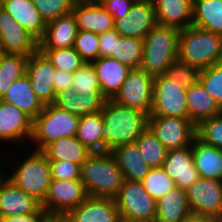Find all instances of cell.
<instances>
[{
	"label": "cell",
	"instance_id": "6da1fadb",
	"mask_svg": "<svg viewBox=\"0 0 222 222\" xmlns=\"http://www.w3.org/2000/svg\"><path fill=\"white\" fill-rule=\"evenodd\" d=\"M102 112V139L105 142V152L130 143L148 127L149 115L134 108L116 104L106 99Z\"/></svg>",
	"mask_w": 222,
	"mask_h": 222
},
{
	"label": "cell",
	"instance_id": "7a4b0ae2",
	"mask_svg": "<svg viewBox=\"0 0 222 222\" xmlns=\"http://www.w3.org/2000/svg\"><path fill=\"white\" fill-rule=\"evenodd\" d=\"M80 180L88 196L114 199L123 183L122 172L110 151L93 152L82 163Z\"/></svg>",
	"mask_w": 222,
	"mask_h": 222
},
{
	"label": "cell",
	"instance_id": "3957f363",
	"mask_svg": "<svg viewBox=\"0 0 222 222\" xmlns=\"http://www.w3.org/2000/svg\"><path fill=\"white\" fill-rule=\"evenodd\" d=\"M178 60L200 70L221 63L222 35L195 26L180 30Z\"/></svg>",
	"mask_w": 222,
	"mask_h": 222
},
{
	"label": "cell",
	"instance_id": "277c9868",
	"mask_svg": "<svg viewBox=\"0 0 222 222\" xmlns=\"http://www.w3.org/2000/svg\"><path fill=\"white\" fill-rule=\"evenodd\" d=\"M180 30L157 24L143 38L140 68L152 77L165 75L171 63L178 60Z\"/></svg>",
	"mask_w": 222,
	"mask_h": 222
},
{
	"label": "cell",
	"instance_id": "5b68a950",
	"mask_svg": "<svg viewBox=\"0 0 222 222\" xmlns=\"http://www.w3.org/2000/svg\"><path fill=\"white\" fill-rule=\"evenodd\" d=\"M80 117L54 105L47 104L33 120L30 142L42 151L48 144L77 134Z\"/></svg>",
	"mask_w": 222,
	"mask_h": 222
},
{
	"label": "cell",
	"instance_id": "8992f818",
	"mask_svg": "<svg viewBox=\"0 0 222 222\" xmlns=\"http://www.w3.org/2000/svg\"><path fill=\"white\" fill-rule=\"evenodd\" d=\"M29 155L24 158L23 162L16 164V167L11 170L12 172L8 171L10 173H6V177L17 188L33 196L42 204L52 180L50 164L40 150H35Z\"/></svg>",
	"mask_w": 222,
	"mask_h": 222
},
{
	"label": "cell",
	"instance_id": "52a82bcc",
	"mask_svg": "<svg viewBox=\"0 0 222 222\" xmlns=\"http://www.w3.org/2000/svg\"><path fill=\"white\" fill-rule=\"evenodd\" d=\"M149 116L189 118L186 90L175 79L154 77L153 102Z\"/></svg>",
	"mask_w": 222,
	"mask_h": 222
},
{
	"label": "cell",
	"instance_id": "ba28073f",
	"mask_svg": "<svg viewBox=\"0 0 222 222\" xmlns=\"http://www.w3.org/2000/svg\"><path fill=\"white\" fill-rule=\"evenodd\" d=\"M153 88L154 77L141 68L131 69L120 90L111 100L118 105L138 109L150 115Z\"/></svg>",
	"mask_w": 222,
	"mask_h": 222
},
{
	"label": "cell",
	"instance_id": "9c48e42d",
	"mask_svg": "<svg viewBox=\"0 0 222 222\" xmlns=\"http://www.w3.org/2000/svg\"><path fill=\"white\" fill-rule=\"evenodd\" d=\"M114 201L122 218L155 221L156 200L147 193L142 182L123 180Z\"/></svg>",
	"mask_w": 222,
	"mask_h": 222
},
{
	"label": "cell",
	"instance_id": "30bf717a",
	"mask_svg": "<svg viewBox=\"0 0 222 222\" xmlns=\"http://www.w3.org/2000/svg\"><path fill=\"white\" fill-rule=\"evenodd\" d=\"M88 194L80 179H52L48 194L41 204L49 217H64L69 211L79 206Z\"/></svg>",
	"mask_w": 222,
	"mask_h": 222
},
{
	"label": "cell",
	"instance_id": "8fae6325",
	"mask_svg": "<svg viewBox=\"0 0 222 222\" xmlns=\"http://www.w3.org/2000/svg\"><path fill=\"white\" fill-rule=\"evenodd\" d=\"M148 127L167 150L190 146L196 125L189 118L149 116Z\"/></svg>",
	"mask_w": 222,
	"mask_h": 222
},
{
	"label": "cell",
	"instance_id": "7c38bea8",
	"mask_svg": "<svg viewBox=\"0 0 222 222\" xmlns=\"http://www.w3.org/2000/svg\"><path fill=\"white\" fill-rule=\"evenodd\" d=\"M186 196L193 214L222 220V181L199 178L186 190Z\"/></svg>",
	"mask_w": 222,
	"mask_h": 222
},
{
	"label": "cell",
	"instance_id": "4fadbf2b",
	"mask_svg": "<svg viewBox=\"0 0 222 222\" xmlns=\"http://www.w3.org/2000/svg\"><path fill=\"white\" fill-rule=\"evenodd\" d=\"M157 24L152 0H136L125 16L115 20L114 29L121 36L143 40Z\"/></svg>",
	"mask_w": 222,
	"mask_h": 222
},
{
	"label": "cell",
	"instance_id": "5bb4252c",
	"mask_svg": "<svg viewBox=\"0 0 222 222\" xmlns=\"http://www.w3.org/2000/svg\"><path fill=\"white\" fill-rule=\"evenodd\" d=\"M55 71L56 68L39 49L29 56L26 75L32 89L44 105L53 104L56 98L53 82Z\"/></svg>",
	"mask_w": 222,
	"mask_h": 222
},
{
	"label": "cell",
	"instance_id": "9a60e30c",
	"mask_svg": "<svg viewBox=\"0 0 222 222\" xmlns=\"http://www.w3.org/2000/svg\"><path fill=\"white\" fill-rule=\"evenodd\" d=\"M0 49L4 54L24 56L38 50V41L3 8L0 9Z\"/></svg>",
	"mask_w": 222,
	"mask_h": 222
},
{
	"label": "cell",
	"instance_id": "2e32d148",
	"mask_svg": "<svg viewBox=\"0 0 222 222\" xmlns=\"http://www.w3.org/2000/svg\"><path fill=\"white\" fill-rule=\"evenodd\" d=\"M33 120L16 106L0 100V141L17 143L23 148L32 136Z\"/></svg>",
	"mask_w": 222,
	"mask_h": 222
},
{
	"label": "cell",
	"instance_id": "e0dca14e",
	"mask_svg": "<svg viewBox=\"0 0 222 222\" xmlns=\"http://www.w3.org/2000/svg\"><path fill=\"white\" fill-rule=\"evenodd\" d=\"M63 219L66 222H120L121 216L114 199L88 196Z\"/></svg>",
	"mask_w": 222,
	"mask_h": 222
},
{
	"label": "cell",
	"instance_id": "ac0fdd59",
	"mask_svg": "<svg viewBox=\"0 0 222 222\" xmlns=\"http://www.w3.org/2000/svg\"><path fill=\"white\" fill-rule=\"evenodd\" d=\"M162 168L175 181L176 187L185 191L200 178L191 146L168 150Z\"/></svg>",
	"mask_w": 222,
	"mask_h": 222
},
{
	"label": "cell",
	"instance_id": "d6986e66",
	"mask_svg": "<svg viewBox=\"0 0 222 222\" xmlns=\"http://www.w3.org/2000/svg\"><path fill=\"white\" fill-rule=\"evenodd\" d=\"M72 13L78 31H90L100 35L114 29L115 20L102 4L76 0Z\"/></svg>",
	"mask_w": 222,
	"mask_h": 222
},
{
	"label": "cell",
	"instance_id": "ffe728a7",
	"mask_svg": "<svg viewBox=\"0 0 222 222\" xmlns=\"http://www.w3.org/2000/svg\"><path fill=\"white\" fill-rule=\"evenodd\" d=\"M41 203L17 188L7 177L0 184V218L16 214L35 213Z\"/></svg>",
	"mask_w": 222,
	"mask_h": 222
},
{
	"label": "cell",
	"instance_id": "44dd1931",
	"mask_svg": "<svg viewBox=\"0 0 222 222\" xmlns=\"http://www.w3.org/2000/svg\"><path fill=\"white\" fill-rule=\"evenodd\" d=\"M92 65L96 71L102 95L106 99L114 97L131 71L129 66L111 57H98L92 61Z\"/></svg>",
	"mask_w": 222,
	"mask_h": 222
},
{
	"label": "cell",
	"instance_id": "7402d4cb",
	"mask_svg": "<svg viewBox=\"0 0 222 222\" xmlns=\"http://www.w3.org/2000/svg\"><path fill=\"white\" fill-rule=\"evenodd\" d=\"M2 8L38 42L42 39L46 23L32 0H2Z\"/></svg>",
	"mask_w": 222,
	"mask_h": 222
},
{
	"label": "cell",
	"instance_id": "603a6c76",
	"mask_svg": "<svg viewBox=\"0 0 222 222\" xmlns=\"http://www.w3.org/2000/svg\"><path fill=\"white\" fill-rule=\"evenodd\" d=\"M77 25L73 13L46 23L45 34L38 42V49H58L74 46Z\"/></svg>",
	"mask_w": 222,
	"mask_h": 222
},
{
	"label": "cell",
	"instance_id": "cb8c5ba5",
	"mask_svg": "<svg viewBox=\"0 0 222 222\" xmlns=\"http://www.w3.org/2000/svg\"><path fill=\"white\" fill-rule=\"evenodd\" d=\"M157 23L183 30L192 26L193 0H152Z\"/></svg>",
	"mask_w": 222,
	"mask_h": 222
},
{
	"label": "cell",
	"instance_id": "d4e9b609",
	"mask_svg": "<svg viewBox=\"0 0 222 222\" xmlns=\"http://www.w3.org/2000/svg\"><path fill=\"white\" fill-rule=\"evenodd\" d=\"M0 100L16 106L32 120L43 111L45 106L32 89L26 74L16 79Z\"/></svg>",
	"mask_w": 222,
	"mask_h": 222
},
{
	"label": "cell",
	"instance_id": "484cf974",
	"mask_svg": "<svg viewBox=\"0 0 222 222\" xmlns=\"http://www.w3.org/2000/svg\"><path fill=\"white\" fill-rule=\"evenodd\" d=\"M190 146L200 178L222 181V149L206 144L197 136L193 138Z\"/></svg>",
	"mask_w": 222,
	"mask_h": 222
},
{
	"label": "cell",
	"instance_id": "4316f807",
	"mask_svg": "<svg viewBox=\"0 0 222 222\" xmlns=\"http://www.w3.org/2000/svg\"><path fill=\"white\" fill-rule=\"evenodd\" d=\"M110 152L115 158L124 180L142 182L151 169L143 159L136 143L118 146Z\"/></svg>",
	"mask_w": 222,
	"mask_h": 222
},
{
	"label": "cell",
	"instance_id": "83f0119b",
	"mask_svg": "<svg viewBox=\"0 0 222 222\" xmlns=\"http://www.w3.org/2000/svg\"><path fill=\"white\" fill-rule=\"evenodd\" d=\"M189 119L197 126L201 121L222 113V108L200 82L186 90Z\"/></svg>",
	"mask_w": 222,
	"mask_h": 222
},
{
	"label": "cell",
	"instance_id": "f1b7e54d",
	"mask_svg": "<svg viewBox=\"0 0 222 222\" xmlns=\"http://www.w3.org/2000/svg\"><path fill=\"white\" fill-rule=\"evenodd\" d=\"M191 213L186 191L175 187L156 201L155 222H180Z\"/></svg>",
	"mask_w": 222,
	"mask_h": 222
},
{
	"label": "cell",
	"instance_id": "f546056e",
	"mask_svg": "<svg viewBox=\"0 0 222 222\" xmlns=\"http://www.w3.org/2000/svg\"><path fill=\"white\" fill-rule=\"evenodd\" d=\"M105 101L104 96H85L69 88L56 94L53 104L73 115L82 117L100 112Z\"/></svg>",
	"mask_w": 222,
	"mask_h": 222
},
{
	"label": "cell",
	"instance_id": "4dcf8cb0",
	"mask_svg": "<svg viewBox=\"0 0 222 222\" xmlns=\"http://www.w3.org/2000/svg\"><path fill=\"white\" fill-rule=\"evenodd\" d=\"M192 26L222 35V0H193Z\"/></svg>",
	"mask_w": 222,
	"mask_h": 222
},
{
	"label": "cell",
	"instance_id": "1f68e13d",
	"mask_svg": "<svg viewBox=\"0 0 222 222\" xmlns=\"http://www.w3.org/2000/svg\"><path fill=\"white\" fill-rule=\"evenodd\" d=\"M42 152L48 160H68L80 165L92 153L76 136L60 138L48 144Z\"/></svg>",
	"mask_w": 222,
	"mask_h": 222
},
{
	"label": "cell",
	"instance_id": "d6a6232c",
	"mask_svg": "<svg viewBox=\"0 0 222 222\" xmlns=\"http://www.w3.org/2000/svg\"><path fill=\"white\" fill-rule=\"evenodd\" d=\"M102 112L80 117L76 137L93 153L105 152Z\"/></svg>",
	"mask_w": 222,
	"mask_h": 222
},
{
	"label": "cell",
	"instance_id": "836d02e7",
	"mask_svg": "<svg viewBox=\"0 0 222 222\" xmlns=\"http://www.w3.org/2000/svg\"><path fill=\"white\" fill-rule=\"evenodd\" d=\"M143 56V40L121 36L115 30L114 52L109 57L115 58L121 64L129 66L131 69L140 68Z\"/></svg>",
	"mask_w": 222,
	"mask_h": 222
},
{
	"label": "cell",
	"instance_id": "e575fe53",
	"mask_svg": "<svg viewBox=\"0 0 222 222\" xmlns=\"http://www.w3.org/2000/svg\"><path fill=\"white\" fill-rule=\"evenodd\" d=\"M29 56L19 54H4L0 61V99L16 80L26 74Z\"/></svg>",
	"mask_w": 222,
	"mask_h": 222
},
{
	"label": "cell",
	"instance_id": "d590c367",
	"mask_svg": "<svg viewBox=\"0 0 222 222\" xmlns=\"http://www.w3.org/2000/svg\"><path fill=\"white\" fill-rule=\"evenodd\" d=\"M135 143L143 159L151 168L162 167L168 150L157 139L149 127L144 130Z\"/></svg>",
	"mask_w": 222,
	"mask_h": 222
},
{
	"label": "cell",
	"instance_id": "8d00e7d4",
	"mask_svg": "<svg viewBox=\"0 0 222 222\" xmlns=\"http://www.w3.org/2000/svg\"><path fill=\"white\" fill-rule=\"evenodd\" d=\"M70 89L85 96H103L92 62H84L73 74V83L70 85Z\"/></svg>",
	"mask_w": 222,
	"mask_h": 222
},
{
	"label": "cell",
	"instance_id": "74e56055",
	"mask_svg": "<svg viewBox=\"0 0 222 222\" xmlns=\"http://www.w3.org/2000/svg\"><path fill=\"white\" fill-rule=\"evenodd\" d=\"M39 50L49 59L56 69L68 73L74 74L85 62L73 47Z\"/></svg>",
	"mask_w": 222,
	"mask_h": 222
},
{
	"label": "cell",
	"instance_id": "f35d334b",
	"mask_svg": "<svg viewBox=\"0 0 222 222\" xmlns=\"http://www.w3.org/2000/svg\"><path fill=\"white\" fill-rule=\"evenodd\" d=\"M142 184L147 193L156 201L176 187L175 181L165 173L162 167L151 168Z\"/></svg>",
	"mask_w": 222,
	"mask_h": 222
},
{
	"label": "cell",
	"instance_id": "ab89813d",
	"mask_svg": "<svg viewBox=\"0 0 222 222\" xmlns=\"http://www.w3.org/2000/svg\"><path fill=\"white\" fill-rule=\"evenodd\" d=\"M196 136L206 144L222 149V113L201 121L196 126Z\"/></svg>",
	"mask_w": 222,
	"mask_h": 222
},
{
	"label": "cell",
	"instance_id": "60d3db41",
	"mask_svg": "<svg viewBox=\"0 0 222 222\" xmlns=\"http://www.w3.org/2000/svg\"><path fill=\"white\" fill-rule=\"evenodd\" d=\"M199 82L222 108V62L201 70Z\"/></svg>",
	"mask_w": 222,
	"mask_h": 222
},
{
	"label": "cell",
	"instance_id": "b9f144b4",
	"mask_svg": "<svg viewBox=\"0 0 222 222\" xmlns=\"http://www.w3.org/2000/svg\"><path fill=\"white\" fill-rule=\"evenodd\" d=\"M45 23L73 11L76 0H32Z\"/></svg>",
	"mask_w": 222,
	"mask_h": 222
},
{
	"label": "cell",
	"instance_id": "7bdbcfd3",
	"mask_svg": "<svg viewBox=\"0 0 222 222\" xmlns=\"http://www.w3.org/2000/svg\"><path fill=\"white\" fill-rule=\"evenodd\" d=\"M200 72L199 68L176 60L167 68L165 76L169 79H175L183 89L187 90L199 82Z\"/></svg>",
	"mask_w": 222,
	"mask_h": 222
},
{
	"label": "cell",
	"instance_id": "ee69618b",
	"mask_svg": "<svg viewBox=\"0 0 222 222\" xmlns=\"http://www.w3.org/2000/svg\"><path fill=\"white\" fill-rule=\"evenodd\" d=\"M73 48L85 62L96 60L99 57L98 34L90 31H78Z\"/></svg>",
	"mask_w": 222,
	"mask_h": 222
},
{
	"label": "cell",
	"instance_id": "f6af8a7d",
	"mask_svg": "<svg viewBox=\"0 0 222 222\" xmlns=\"http://www.w3.org/2000/svg\"><path fill=\"white\" fill-rule=\"evenodd\" d=\"M51 178L56 180L80 179L81 165L68 160H48Z\"/></svg>",
	"mask_w": 222,
	"mask_h": 222
},
{
	"label": "cell",
	"instance_id": "bcb514c9",
	"mask_svg": "<svg viewBox=\"0 0 222 222\" xmlns=\"http://www.w3.org/2000/svg\"><path fill=\"white\" fill-rule=\"evenodd\" d=\"M136 0H106L102 2V6L109 12L114 20L125 16L131 9Z\"/></svg>",
	"mask_w": 222,
	"mask_h": 222
},
{
	"label": "cell",
	"instance_id": "7dc6e473",
	"mask_svg": "<svg viewBox=\"0 0 222 222\" xmlns=\"http://www.w3.org/2000/svg\"><path fill=\"white\" fill-rule=\"evenodd\" d=\"M46 210L41 207L35 213L16 214L0 218V222H46L49 219Z\"/></svg>",
	"mask_w": 222,
	"mask_h": 222
},
{
	"label": "cell",
	"instance_id": "c3c4849f",
	"mask_svg": "<svg viewBox=\"0 0 222 222\" xmlns=\"http://www.w3.org/2000/svg\"><path fill=\"white\" fill-rule=\"evenodd\" d=\"M99 37V57H109L114 52L115 47V29L106 31Z\"/></svg>",
	"mask_w": 222,
	"mask_h": 222
},
{
	"label": "cell",
	"instance_id": "681fc988",
	"mask_svg": "<svg viewBox=\"0 0 222 222\" xmlns=\"http://www.w3.org/2000/svg\"><path fill=\"white\" fill-rule=\"evenodd\" d=\"M54 90L56 94L69 89L73 83V73H68L60 69H56L54 74Z\"/></svg>",
	"mask_w": 222,
	"mask_h": 222
},
{
	"label": "cell",
	"instance_id": "f907efd6",
	"mask_svg": "<svg viewBox=\"0 0 222 222\" xmlns=\"http://www.w3.org/2000/svg\"><path fill=\"white\" fill-rule=\"evenodd\" d=\"M217 220L211 216L197 215L191 213L186 219L180 222H216Z\"/></svg>",
	"mask_w": 222,
	"mask_h": 222
},
{
	"label": "cell",
	"instance_id": "816d5d0a",
	"mask_svg": "<svg viewBox=\"0 0 222 222\" xmlns=\"http://www.w3.org/2000/svg\"><path fill=\"white\" fill-rule=\"evenodd\" d=\"M120 222H155V221L141 220V219H129V218H122L121 217Z\"/></svg>",
	"mask_w": 222,
	"mask_h": 222
},
{
	"label": "cell",
	"instance_id": "f5cc1de1",
	"mask_svg": "<svg viewBox=\"0 0 222 222\" xmlns=\"http://www.w3.org/2000/svg\"><path fill=\"white\" fill-rule=\"evenodd\" d=\"M46 222H66L62 217H50Z\"/></svg>",
	"mask_w": 222,
	"mask_h": 222
},
{
	"label": "cell",
	"instance_id": "db71d44e",
	"mask_svg": "<svg viewBox=\"0 0 222 222\" xmlns=\"http://www.w3.org/2000/svg\"><path fill=\"white\" fill-rule=\"evenodd\" d=\"M1 166H2V165H0V170H1ZM4 175H6L5 172H3V171L1 170V171H0V184H1V182L6 178Z\"/></svg>",
	"mask_w": 222,
	"mask_h": 222
},
{
	"label": "cell",
	"instance_id": "11a10c76",
	"mask_svg": "<svg viewBox=\"0 0 222 222\" xmlns=\"http://www.w3.org/2000/svg\"><path fill=\"white\" fill-rule=\"evenodd\" d=\"M86 1H89V2H92V3L101 4L102 2H104V1H106V0H86Z\"/></svg>",
	"mask_w": 222,
	"mask_h": 222
},
{
	"label": "cell",
	"instance_id": "9f6ffc18",
	"mask_svg": "<svg viewBox=\"0 0 222 222\" xmlns=\"http://www.w3.org/2000/svg\"><path fill=\"white\" fill-rule=\"evenodd\" d=\"M2 55H3V51L0 49V61H1Z\"/></svg>",
	"mask_w": 222,
	"mask_h": 222
},
{
	"label": "cell",
	"instance_id": "6f0895ef",
	"mask_svg": "<svg viewBox=\"0 0 222 222\" xmlns=\"http://www.w3.org/2000/svg\"><path fill=\"white\" fill-rule=\"evenodd\" d=\"M2 8V0H0V9Z\"/></svg>",
	"mask_w": 222,
	"mask_h": 222
}]
</instances>
